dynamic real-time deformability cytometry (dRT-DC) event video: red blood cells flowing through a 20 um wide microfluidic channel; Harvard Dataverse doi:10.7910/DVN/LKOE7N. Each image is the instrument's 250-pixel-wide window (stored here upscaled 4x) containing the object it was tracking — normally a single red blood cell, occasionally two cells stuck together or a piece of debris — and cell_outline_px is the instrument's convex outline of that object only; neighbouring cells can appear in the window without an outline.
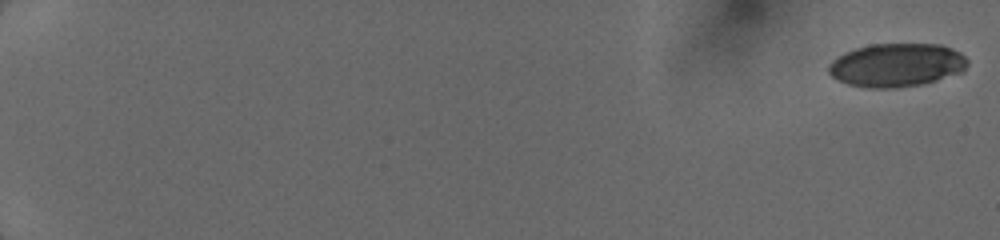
{"species": "human", "species_latin": "Homo sapiens", "temperature_condition": "cold", "stored_images_in_passage": 21, "camera_frame_rate_fps": 3000, "um_per_image_px": 0.085, "donor": {"sex": "female"}, "frame": {"image": 1, "passage_image": 1, "time_ms": 0.0, "image_size_px": [1000, 240], "cell_outline_px": [[968, 64], [964, 72], [936, 80], [920, 84], [896, 88], [868, 88], [848, 84], [832, 76], [828, 72], [828, 64], [836, 56], [844, 52], [856, 48], [872, 44], [940, 44], [952, 48], [960, 52], [968, 60]], "centroid_in_image_um": [76.22, 5.52], "position_along_channel_um": 8.8, "area_um2": 35.37}}
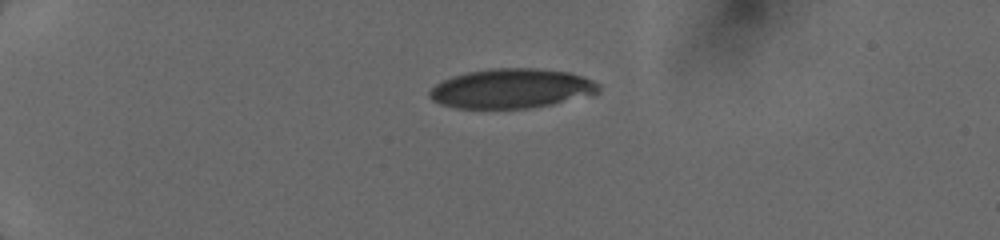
{"frame": {"image": 2, "passage_image": 15, "time_ms": 4.667, "image_size_px": [1000, 240], "cell_outline_px": [[600, 92], [596, 96], [552, 104], [528, 108], [456, 108], [440, 104], [432, 100], [428, 96], [428, 92], [436, 84], [452, 76], [468, 72], [488, 68], [536, 68], [568, 72], [592, 80], [600, 84]], "centroid_in_image_um": [43.52, 7.53], "position_along_channel_um": 41.5, "area_um2": 39.36}}